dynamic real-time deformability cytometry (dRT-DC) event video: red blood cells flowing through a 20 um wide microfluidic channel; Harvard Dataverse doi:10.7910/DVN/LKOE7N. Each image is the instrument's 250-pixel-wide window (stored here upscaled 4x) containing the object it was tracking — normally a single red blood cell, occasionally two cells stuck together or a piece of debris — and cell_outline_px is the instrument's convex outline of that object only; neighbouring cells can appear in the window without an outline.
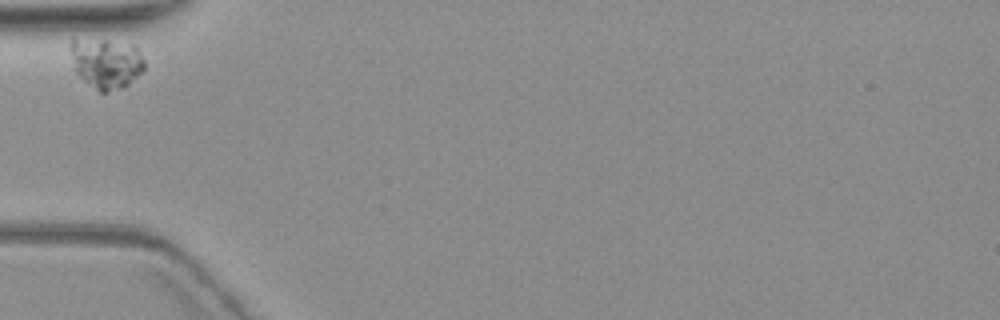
{"species": "common noctule bat (a hibernating species)", "species_latin": "Nyctalus noctula", "temperature_condition": "warm", "stored_images_in_passage": 4, "camera_frame_rate_fps": 3000, "um_per_image_px": 0.085, "animal": {"sex": "female", "body_mass_g": 19.3, "forearm_length_mm": 54.1}, "frame": {"image": 1, "passage_image": 1, "time_ms": 0.0, "image_size_px": [1000, 320], "cell_outline_px": [[144, 68], [128, 84], [120, 88], [108, 92], [100, 92], [84, 80], [72, 68], [68, 48], [68, 44], [72, 36], [108, 40], [136, 44], [144, 60]], "centroid_in_image_um": [8.94, 5.29], "position_along_channel_um": 76.1, "area_um2": 22.37}}
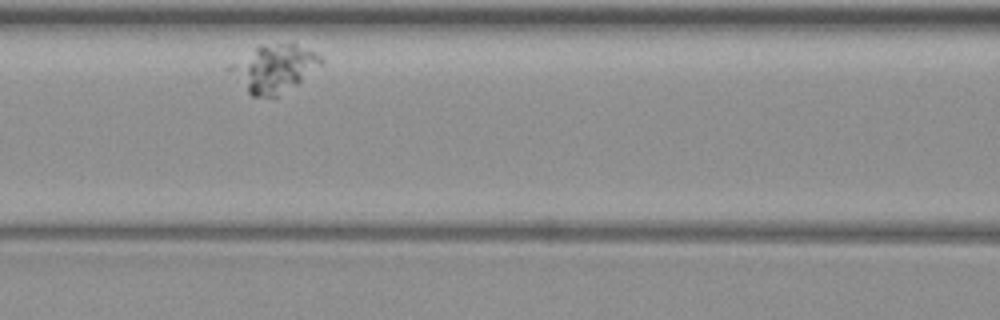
{"frame": {"image": 2, "passage_image": 3, "time_ms": 2.333, "image_size_px": [1000, 320], "cell_outline_px": [[324, 60], [300, 84], [276, 96], [252, 96], [248, 92], [240, 68], [256, 48], [260, 44], [292, 40], [320, 56]], "centroid_in_image_um": [23.64, 5.76], "position_along_channel_um": 143.0, "area_um2": 22.95}}
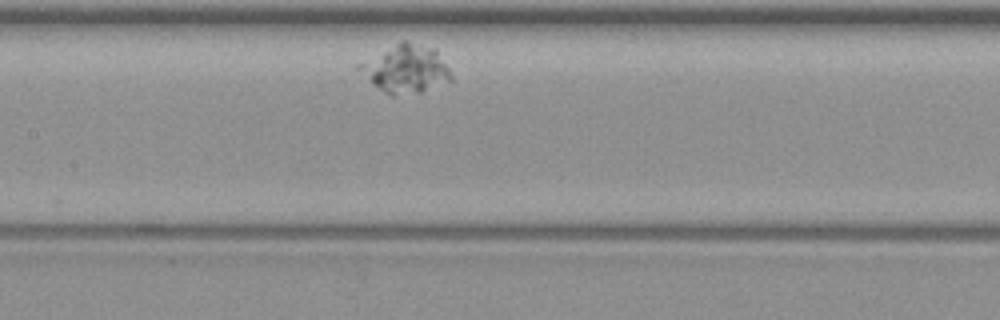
{"frame": {"image": 3, "passage_image": 4, "time_ms": 3.333, "image_size_px": [1000, 320], "cell_outline_px": [[452, 80], [420, 92], [392, 96], [384, 92], [372, 84], [356, 68], [356, 64], [400, 40], [408, 40], [432, 48], [436, 52], [452, 72]], "centroid_in_image_um": [34.44, 5.84], "position_along_channel_um": 173.0, "area_um2": 25.66}}